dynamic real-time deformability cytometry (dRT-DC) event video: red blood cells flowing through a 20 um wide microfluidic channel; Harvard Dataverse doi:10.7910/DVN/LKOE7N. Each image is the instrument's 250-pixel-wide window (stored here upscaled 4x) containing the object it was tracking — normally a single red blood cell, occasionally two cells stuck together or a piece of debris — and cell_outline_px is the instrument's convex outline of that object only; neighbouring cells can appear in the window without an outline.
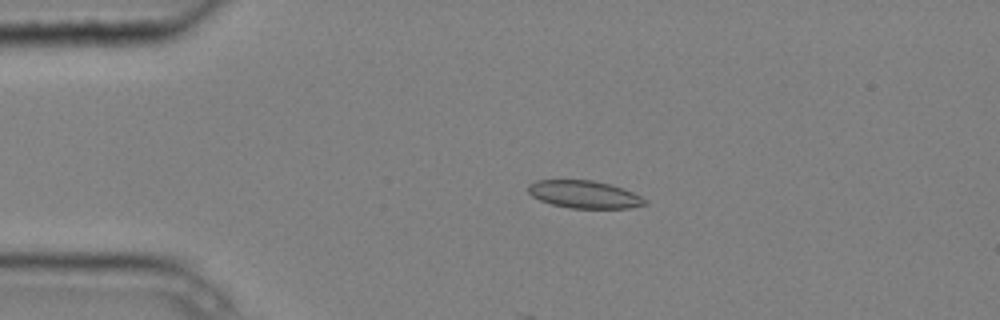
{"species": "common noctule bat (a hibernating species)", "species_latin": "Nyctalus noctula", "temperature_condition": "cold", "stored_images_in_passage": 10, "camera_frame_rate_fps": 3000, "um_per_image_px": 0.085, "animal": {"sex": "male", "body_mass_g": 20.4}, "frame": {"image": 1, "passage_image": 2, "time_ms": 0.333, "image_size_px": [1000, 320], "cell_outline_px": [[648, 204], [632, 208], [568, 208], [552, 204], [540, 200], [532, 196], [528, 192], [528, 184], [536, 180], [592, 180], [624, 188], [648, 200]], "centroid_in_image_um": [49.68, 16.53], "position_along_channel_um": 35.3, "area_um2": 18.84}}